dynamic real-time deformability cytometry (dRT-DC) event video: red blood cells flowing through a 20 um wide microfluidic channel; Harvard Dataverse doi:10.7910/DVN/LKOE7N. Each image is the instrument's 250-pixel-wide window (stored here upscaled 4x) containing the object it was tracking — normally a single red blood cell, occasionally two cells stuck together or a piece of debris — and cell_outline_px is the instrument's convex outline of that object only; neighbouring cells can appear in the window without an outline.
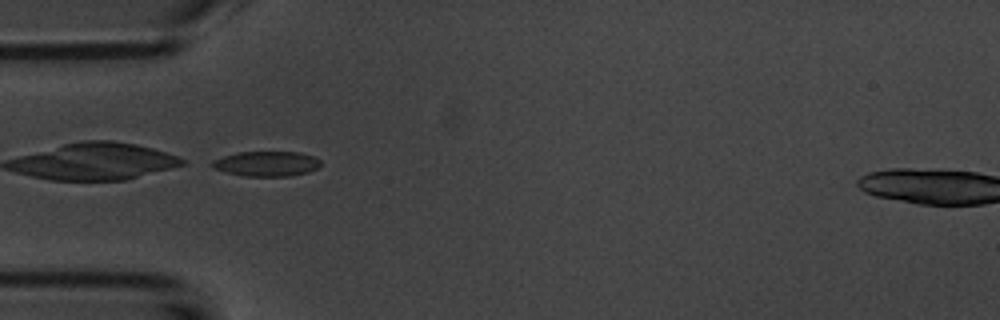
{"species": "common noctule bat (a hibernating species)", "species_latin": "Nyctalus noctula", "temperature_condition": "room temperature", "stored_images_in_passage": 39, "camera_frame_rate_fps": 3000, "um_per_image_px": 0.085, "animal": {"sex": "male", "body_mass_g": 20.1, "forearm_length_mm": 53.5}, "frame": {"image": 1, "passage_image": 1, "time_ms": 0.0, "image_size_px": [1000, 320], "cell_outline_px": [[320, 164], [316, 168], [308, 172], [288, 176], [244, 176], [212, 168], [212, 160], [236, 152], [300, 152], [312, 156], [320, 160]], "centroid_in_image_um": [22.64, 13.91], "position_along_channel_um": 62.4, "area_um2": 15.66}}
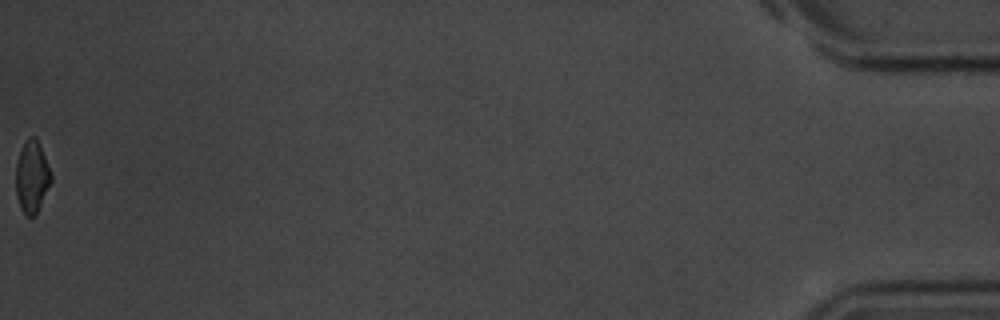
{"frame": {"image": 2, "passage_image": 39, "time_ms": 12.667, "image_size_px": [1000, 320], "cell_outline_px": [[52, 180], [36, 212], [32, 216], [24, 216], [20, 208], [16, 196], [16, 164], [20, 152], [28, 136], [36, 136], [52, 176]], "centroid_in_image_um": [2.69, 15.03], "position_along_channel_um": 432.5, "area_um2": 14.51}, "authors_computed_cell_mechanics": {"area_um2": 15.4904, "velocity_mm_per_s": 3.7203, "shape_relaxation_time_tau1_ms": 3.0173, "shape_relaxation_time_tau2_ms": 1.9948, "deformation_change_tau1": 0.1047, "deformation_change_tau2": 0.0737}}